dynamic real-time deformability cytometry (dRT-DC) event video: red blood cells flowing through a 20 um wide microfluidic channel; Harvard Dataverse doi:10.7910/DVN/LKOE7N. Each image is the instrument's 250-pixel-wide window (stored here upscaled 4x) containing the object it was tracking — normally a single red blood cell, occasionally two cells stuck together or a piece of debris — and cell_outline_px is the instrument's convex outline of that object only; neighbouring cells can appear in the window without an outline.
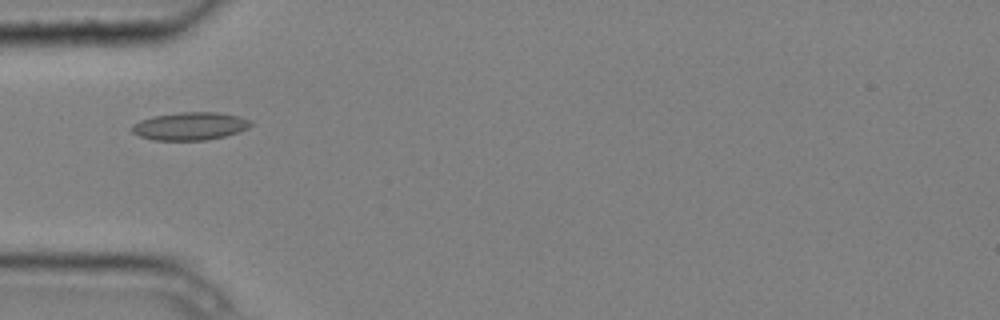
{"species": "common noctule bat (a hibernating species)", "species_latin": "Nyctalus noctula", "temperature_condition": "cold", "stored_images_in_passage": 5, "camera_frame_rate_fps": 3000, "um_per_image_px": 0.085, "animal": {"sex": "male", "body_mass_g": 20.4}, "frame": {"image": 1, "passage_image": 4, "time_ms": 1.0, "image_size_px": [1000, 320], "cell_outline_px": [[252, 124], [248, 128], [224, 136], [204, 140], [152, 140], [140, 136], [132, 132], [132, 124], [140, 120], [152, 116], [180, 112], [216, 112], [240, 116], [248, 120]], "centroid_in_image_um": [16.11, 10.71], "position_along_channel_um": 68.9, "area_um2": 19.19}}
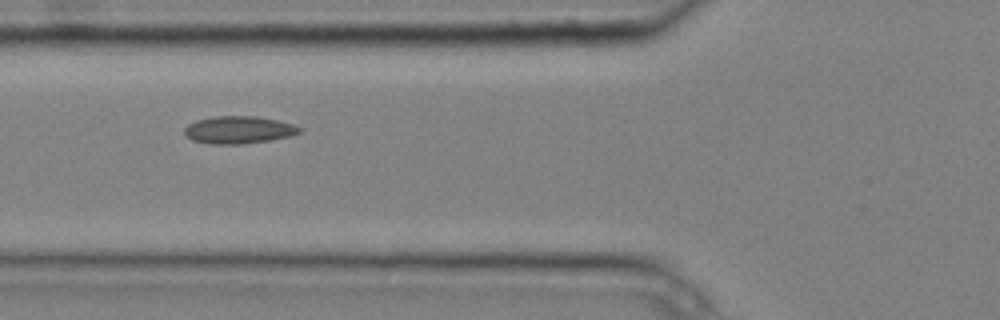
{"frame": {"image": 2, "passage_image": 5, "time_ms": 1.333, "image_size_px": [1000, 320], "cell_outline_px": [[304, 132], [292, 136], [244, 144], [208, 144], [192, 140], [184, 132], [184, 128], [188, 124], [196, 120], [216, 116], [256, 116], [276, 120], [292, 124], [300, 128]], "centroid_in_image_um": [20.29, 11.04], "position_along_channel_um": 105.5, "area_um2": 18.44}}